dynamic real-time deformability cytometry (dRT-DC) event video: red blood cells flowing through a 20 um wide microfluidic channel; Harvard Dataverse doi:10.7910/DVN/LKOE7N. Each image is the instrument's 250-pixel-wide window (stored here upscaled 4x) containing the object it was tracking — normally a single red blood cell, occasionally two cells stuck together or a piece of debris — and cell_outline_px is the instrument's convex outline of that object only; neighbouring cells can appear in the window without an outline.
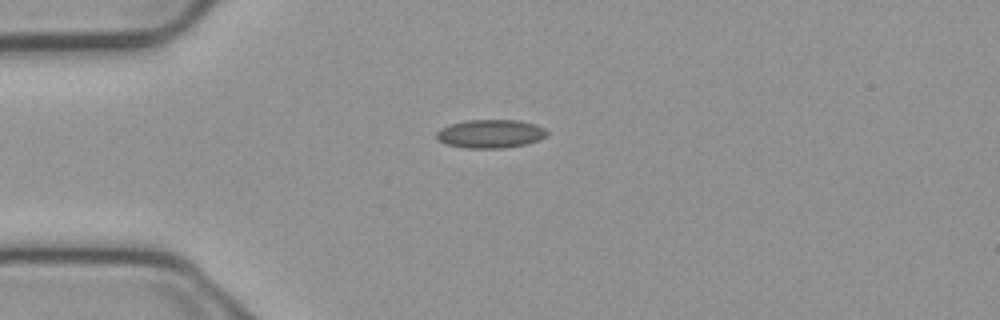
{"species": "common noctule bat (a hibernating species)", "species_latin": "Nyctalus noctula", "temperature_condition": "cold", "stored_images_in_passage": 3, "camera_frame_rate_fps": 3000, "um_per_image_px": 0.085, "animal": {"sex": "male", "body_mass_g": 23.1, "forearm_length_mm": 52.7}, "frame": {"image": 1, "passage_image": 1, "time_ms": 0.0, "image_size_px": [1000, 320], "cell_outline_px": [[548, 136], [540, 140], [528, 144], [504, 148], [464, 148], [448, 144], [436, 140], [436, 132], [440, 128], [452, 124], [468, 120], [516, 120], [536, 124], [544, 128], [548, 132]], "centroid_in_image_um": [41.72, 11.38], "position_along_channel_um": 43.3, "area_um2": 18.5}}
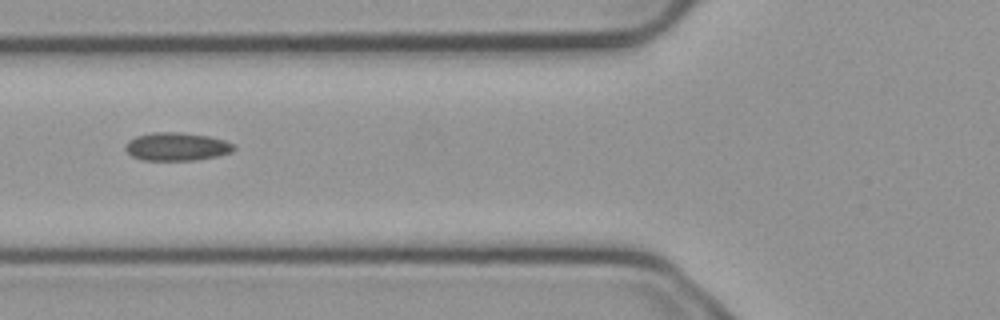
{"frame": {"image": 2, "passage_image": 3, "time_ms": 0.667, "image_size_px": [1000, 320], "cell_outline_px": [[236, 148], [232, 152], [216, 156], [196, 160], [140, 160], [132, 156], [124, 148], [128, 140], [136, 136], [152, 132], [180, 132], [208, 136], [224, 140], [232, 144]], "centroid_in_image_um": [14.99, 12.46], "position_along_channel_um": 110.8, "area_um2": 17.8}}